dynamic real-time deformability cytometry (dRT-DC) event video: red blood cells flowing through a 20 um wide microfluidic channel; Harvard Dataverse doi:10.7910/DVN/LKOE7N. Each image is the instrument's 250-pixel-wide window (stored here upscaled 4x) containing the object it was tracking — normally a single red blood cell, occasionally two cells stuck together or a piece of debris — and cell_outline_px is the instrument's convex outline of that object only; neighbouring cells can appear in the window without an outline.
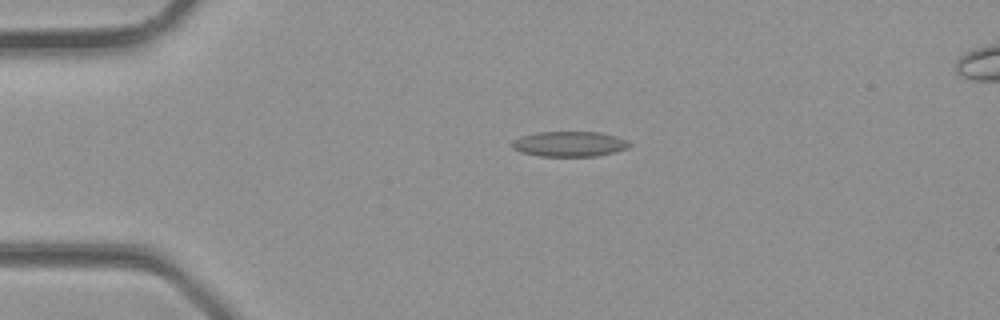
{"species": "common noctule bat (a hibernating species)", "species_latin": "Nyctalus noctula", "temperature_condition": "room temperature", "stored_images_in_passage": 30, "camera_frame_rate_fps": 3000, "um_per_image_px": 0.085, "animal": {"sex": "male", "body_mass_g": 23.1, "forearm_length_mm": 52.7}, "frame": {"image": 1, "passage_image": 3, "time_ms": 0.667, "image_size_px": [1000, 320], "cell_outline_px": [[632, 144], [628, 148], [616, 152], [596, 156], [540, 156], [520, 152], [512, 148], [512, 144], [520, 136], [536, 132], [600, 132], [616, 136]], "centroid_in_image_um": [48.41, 12.24], "position_along_channel_um": 36.6, "area_um2": 17.22}}
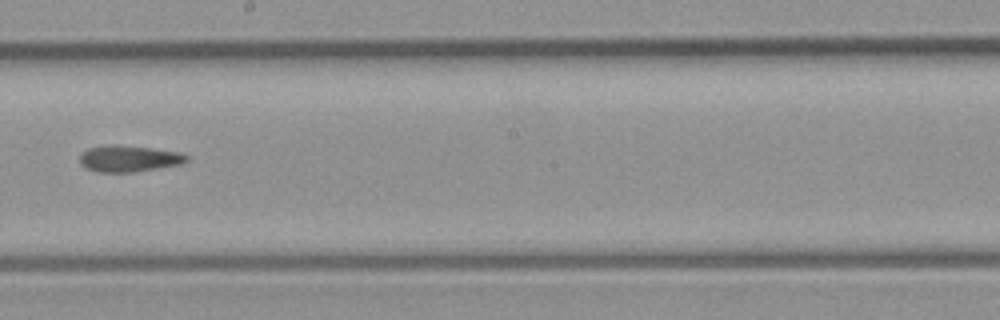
{"frame": {"image": 2, "passage_image": 15, "time_ms": 4.667, "image_size_px": [1000, 320], "cell_outline_px": [[188, 160], [180, 164], [132, 172], [96, 172], [80, 164], [80, 156], [88, 148], [108, 144], [116, 144], [180, 152], [188, 156]], "centroid_in_image_um": [10.93, 13.47], "position_along_channel_um": 237.3, "area_um2": 16.24}}
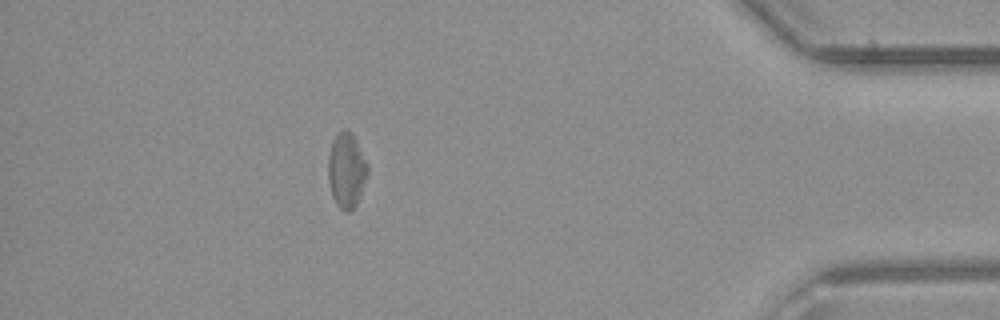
{"frame": {"image": 3, "passage_image": 26, "time_ms": 8.333, "image_size_px": [1000, 320], "cell_outline_px": [[368, 172], [360, 196], [356, 204], [348, 212], [344, 212], [336, 204], [332, 196], [328, 180], [328, 156], [332, 140], [344, 128], [352, 132], [368, 164]], "centroid_in_image_um": [29.44, 14.47], "position_along_channel_um": 405.8, "area_um2": 17.28}}